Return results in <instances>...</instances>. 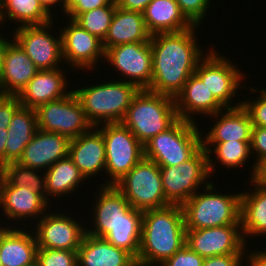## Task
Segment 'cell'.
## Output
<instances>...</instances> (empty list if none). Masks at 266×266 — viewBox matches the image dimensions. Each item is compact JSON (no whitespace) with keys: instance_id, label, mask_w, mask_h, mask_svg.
I'll return each mask as SVG.
<instances>
[{"instance_id":"83f0119b","label":"cell","mask_w":266,"mask_h":266,"mask_svg":"<svg viewBox=\"0 0 266 266\" xmlns=\"http://www.w3.org/2000/svg\"><path fill=\"white\" fill-rule=\"evenodd\" d=\"M150 38L151 35L146 29L142 12L116 7L102 44L106 50L119 44L149 42Z\"/></svg>"},{"instance_id":"52a82bcc","label":"cell","mask_w":266,"mask_h":266,"mask_svg":"<svg viewBox=\"0 0 266 266\" xmlns=\"http://www.w3.org/2000/svg\"><path fill=\"white\" fill-rule=\"evenodd\" d=\"M105 143V174L102 185H115L144 158V145L122 123H105L96 127Z\"/></svg>"},{"instance_id":"8fae6325","label":"cell","mask_w":266,"mask_h":266,"mask_svg":"<svg viewBox=\"0 0 266 266\" xmlns=\"http://www.w3.org/2000/svg\"><path fill=\"white\" fill-rule=\"evenodd\" d=\"M35 110L38 129L58 133L70 140L94 127L73 90L69 95L40 105Z\"/></svg>"},{"instance_id":"2e32d148","label":"cell","mask_w":266,"mask_h":266,"mask_svg":"<svg viewBox=\"0 0 266 266\" xmlns=\"http://www.w3.org/2000/svg\"><path fill=\"white\" fill-rule=\"evenodd\" d=\"M185 244L203 258L227 254H249L241 225L186 230Z\"/></svg>"},{"instance_id":"7c38bea8","label":"cell","mask_w":266,"mask_h":266,"mask_svg":"<svg viewBox=\"0 0 266 266\" xmlns=\"http://www.w3.org/2000/svg\"><path fill=\"white\" fill-rule=\"evenodd\" d=\"M54 25L51 21L44 25L21 26L12 29L13 39L39 70H54L62 66L64 62L61 32L56 37L50 30L54 29Z\"/></svg>"},{"instance_id":"8992f818","label":"cell","mask_w":266,"mask_h":266,"mask_svg":"<svg viewBox=\"0 0 266 266\" xmlns=\"http://www.w3.org/2000/svg\"><path fill=\"white\" fill-rule=\"evenodd\" d=\"M204 134L198 124L179 118L170 128L144 144V158L159 167L177 166L202 147Z\"/></svg>"},{"instance_id":"ffe728a7","label":"cell","mask_w":266,"mask_h":266,"mask_svg":"<svg viewBox=\"0 0 266 266\" xmlns=\"http://www.w3.org/2000/svg\"><path fill=\"white\" fill-rule=\"evenodd\" d=\"M65 73L61 68L39 70L19 93L21 106L37 109L40 105L69 95L73 89L67 87L70 81ZM67 88L69 91L66 92Z\"/></svg>"},{"instance_id":"9a60e30c","label":"cell","mask_w":266,"mask_h":266,"mask_svg":"<svg viewBox=\"0 0 266 266\" xmlns=\"http://www.w3.org/2000/svg\"><path fill=\"white\" fill-rule=\"evenodd\" d=\"M68 24L60 29L62 36L63 64L71 66L74 70H94L96 65L104 62L105 50L97 36L90 34L87 30L68 18ZM100 60V61H99ZM74 67V68H73Z\"/></svg>"},{"instance_id":"f35d334b","label":"cell","mask_w":266,"mask_h":266,"mask_svg":"<svg viewBox=\"0 0 266 266\" xmlns=\"http://www.w3.org/2000/svg\"><path fill=\"white\" fill-rule=\"evenodd\" d=\"M260 92L251 100H242V106L247 110L251 117L253 126L266 127V89L257 90Z\"/></svg>"},{"instance_id":"6da1fadb","label":"cell","mask_w":266,"mask_h":266,"mask_svg":"<svg viewBox=\"0 0 266 266\" xmlns=\"http://www.w3.org/2000/svg\"><path fill=\"white\" fill-rule=\"evenodd\" d=\"M198 27L193 25L181 32L151 36L152 81L148 90L173 98L183 90L199 61L206 55L198 45Z\"/></svg>"},{"instance_id":"ba28073f","label":"cell","mask_w":266,"mask_h":266,"mask_svg":"<svg viewBox=\"0 0 266 266\" xmlns=\"http://www.w3.org/2000/svg\"><path fill=\"white\" fill-rule=\"evenodd\" d=\"M133 208L142 212L170 205L161 181L160 167L143 158L114 185Z\"/></svg>"},{"instance_id":"9c48e42d","label":"cell","mask_w":266,"mask_h":266,"mask_svg":"<svg viewBox=\"0 0 266 266\" xmlns=\"http://www.w3.org/2000/svg\"><path fill=\"white\" fill-rule=\"evenodd\" d=\"M160 173L166 200L181 206L212 179L208 171V153L203 147L177 166L160 167Z\"/></svg>"},{"instance_id":"7bdbcfd3","label":"cell","mask_w":266,"mask_h":266,"mask_svg":"<svg viewBox=\"0 0 266 266\" xmlns=\"http://www.w3.org/2000/svg\"><path fill=\"white\" fill-rule=\"evenodd\" d=\"M20 106L18 95L0 94V129H8L12 116Z\"/></svg>"},{"instance_id":"30bf717a","label":"cell","mask_w":266,"mask_h":266,"mask_svg":"<svg viewBox=\"0 0 266 266\" xmlns=\"http://www.w3.org/2000/svg\"><path fill=\"white\" fill-rule=\"evenodd\" d=\"M216 51L215 48H210L209 52L207 51L208 54L206 53L199 61L194 73L225 108L241 106L242 100L235 104H232V101L238 89L244 86L243 81L247 78L245 76L247 73L240 71V67L237 68L235 62L233 63L224 54H218L219 51Z\"/></svg>"},{"instance_id":"5b68a950","label":"cell","mask_w":266,"mask_h":266,"mask_svg":"<svg viewBox=\"0 0 266 266\" xmlns=\"http://www.w3.org/2000/svg\"><path fill=\"white\" fill-rule=\"evenodd\" d=\"M178 119L175 98L142 89L133 98L122 123L144 145Z\"/></svg>"},{"instance_id":"277c9868","label":"cell","mask_w":266,"mask_h":266,"mask_svg":"<svg viewBox=\"0 0 266 266\" xmlns=\"http://www.w3.org/2000/svg\"><path fill=\"white\" fill-rule=\"evenodd\" d=\"M216 187L211 181L182 205L186 230L241 225V192L223 194Z\"/></svg>"},{"instance_id":"cb8c5ba5","label":"cell","mask_w":266,"mask_h":266,"mask_svg":"<svg viewBox=\"0 0 266 266\" xmlns=\"http://www.w3.org/2000/svg\"><path fill=\"white\" fill-rule=\"evenodd\" d=\"M39 69L13 39L6 48L0 74V94L19 95Z\"/></svg>"},{"instance_id":"603a6c76","label":"cell","mask_w":266,"mask_h":266,"mask_svg":"<svg viewBox=\"0 0 266 266\" xmlns=\"http://www.w3.org/2000/svg\"><path fill=\"white\" fill-rule=\"evenodd\" d=\"M0 224L1 266H36L38 245L34 231Z\"/></svg>"},{"instance_id":"4316f807","label":"cell","mask_w":266,"mask_h":266,"mask_svg":"<svg viewBox=\"0 0 266 266\" xmlns=\"http://www.w3.org/2000/svg\"><path fill=\"white\" fill-rule=\"evenodd\" d=\"M77 263L78 266H138L130 253L87 233L77 250Z\"/></svg>"},{"instance_id":"f907efd6","label":"cell","mask_w":266,"mask_h":266,"mask_svg":"<svg viewBox=\"0 0 266 266\" xmlns=\"http://www.w3.org/2000/svg\"><path fill=\"white\" fill-rule=\"evenodd\" d=\"M257 182L266 186V160H264L257 169L256 176L254 178Z\"/></svg>"},{"instance_id":"ee69618b","label":"cell","mask_w":266,"mask_h":266,"mask_svg":"<svg viewBox=\"0 0 266 266\" xmlns=\"http://www.w3.org/2000/svg\"><path fill=\"white\" fill-rule=\"evenodd\" d=\"M248 254H227L207 257L202 266H243ZM244 261V262H243Z\"/></svg>"},{"instance_id":"b9f144b4","label":"cell","mask_w":266,"mask_h":266,"mask_svg":"<svg viewBox=\"0 0 266 266\" xmlns=\"http://www.w3.org/2000/svg\"><path fill=\"white\" fill-rule=\"evenodd\" d=\"M114 0H66L65 16L70 19H75L79 14L109 5Z\"/></svg>"},{"instance_id":"d6a6232c","label":"cell","mask_w":266,"mask_h":266,"mask_svg":"<svg viewBox=\"0 0 266 266\" xmlns=\"http://www.w3.org/2000/svg\"><path fill=\"white\" fill-rule=\"evenodd\" d=\"M7 20L18 23L14 28L44 25L54 21L53 16L43 8L39 0H0V26Z\"/></svg>"},{"instance_id":"44dd1931","label":"cell","mask_w":266,"mask_h":266,"mask_svg":"<svg viewBox=\"0 0 266 266\" xmlns=\"http://www.w3.org/2000/svg\"><path fill=\"white\" fill-rule=\"evenodd\" d=\"M69 157L80 170L87 182L105 170L106 153L103 134L93 127L90 131L71 139ZM101 171V173H100Z\"/></svg>"},{"instance_id":"484cf974","label":"cell","mask_w":266,"mask_h":266,"mask_svg":"<svg viewBox=\"0 0 266 266\" xmlns=\"http://www.w3.org/2000/svg\"><path fill=\"white\" fill-rule=\"evenodd\" d=\"M249 182L253 190H244L240 198L241 230L247 246V237L266 236V186L254 178Z\"/></svg>"},{"instance_id":"c3c4849f","label":"cell","mask_w":266,"mask_h":266,"mask_svg":"<svg viewBox=\"0 0 266 266\" xmlns=\"http://www.w3.org/2000/svg\"><path fill=\"white\" fill-rule=\"evenodd\" d=\"M3 27L4 26L2 25L1 28H0V74H1V71H2L4 54H5L6 48L8 47L9 43L13 40V35H12V38H11V36H9V38H10V40H9L8 36L4 37V35L6 36V34H4V33L1 34V29Z\"/></svg>"},{"instance_id":"60d3db41","label":"cell","mask_w":266,"mask_h":266,"mask_svg":"<svg viewBox=\"0 0 266 266\" xmlns=\"http://www.w3.org/2000/svg\"><path fill=\"white\" fill-rule=\"evenodd\" d=\"M204 259L185 244L159 266H202Z\"/></svg>"},{"instance_id":"d6986e66","label":"cell","mask_w":266,"mask_h":266,"mask_svg":"<svg viewBox=\"0 0 266 266\" xmlns=\"http://www.w3.org/2000/svg\"><path fill=\"white\" fill-rule=\"evenodd\" d=\"M70 139L54 132L38 129L25 146L18 163L46 171L50 166L69 156Z\"/></svg>"},{"instance_id":"ab89813d","label":"cell","mask_w":266,"mask_h":266,"mask_svg":"<svg viewBox=\"0 0 266 266\" xmlns=\"http://www.w3.org/2000/svg\"><path fill=\"white\" fill-rule=\"evenodd\" d=\"M251 154L256 157H253L255 161L253 165H251V178L250 180L255 178L258 166L266 160V127H252V135H251ZM254 152V153H253Z\"/></svg>"},{"instance_id":"bcb514c9","label":"cell","mask_w":266,"mask_h":266,"mask_svg":"<svg viewBox=\"0 0 266 266\" xmlns=\"http://www.w3.org/2000/svg\"><path fill=\"white\" fill-rule=\"evenodd\" d=\"M251 252L248 254L246 261V265L249 266H266V252L261 251L259 248L255 251L253 249L250 250Z\"/></svg>"},{"instance_id":"ac0fdd59","label":"cell","mask_w":266,"mask_h":266,"mask_svg":"<svg viewBox=\"0 0 266 266\" xmlns=\"http://www.w3.org/2000/svg\"><path fill=\"white\" fill-rule=\"evenodd\" d=\"M99 187L96 188L98 192L96 191L95 203L92 205L94 208L91 211L94 213L91 217L94 222L86 227V233L103 238L125 218V214L132 206L114 185H99Z\"/></svg>"},{"instance_id":"f1b7e54d","label":"cell","mask_w":266,"mask_h":266,"mask_svg":"<svg viewBox=\"0 0 266 266\" xmlns=\"http://www.w3.org/2000/svg\"><path fill=\"white\" fill-rule=\"evenodd\" d=\"M142 14L151 36L181 32L193 26L180 11L176 0H152Z\"/></svg>"},{"instance_id":"e0dca14e","label":"cell","mask_w":266,"mask_h":266,"mask_svg":"<svg viewBox=\"0 0 266 266\" xmlns=\"http://www.w3.org/2000/svg\"><path fill=\"white\" fill-rule=\"evenodd\" d=\"M50 207L54 208L40 194L27 187L12 186L0 174V209H2L4 217L7 216L5 218L10 220L8 222L10 226L5 223V227H13L11 221L18 224L19 221L23 222L26 218L27 221L31 218L29 222L32 220L37 222Z\"/></svg>"},{"instance_id":"1f68e13d","label":"cell","mask_w":266,"mask_h":266,"mask_svg":"<svg viewBox=\"0 0 266 266\" xmlns=\"http://www.w3.org/2000/svg\"><path fill=\"white\" fill-rule=\"evenodd\" d=\"M250 144L251 141L238 140L226 142H202V147L208 153V171L210 177L213 178L212 176L216 172V166H219L217 165L218 162L229 170L230 168L232 170L237 167L243 168V165L246 166L245 164L247 160L250 159V157H253Z\"/></svg>"},{"instance_id":"7dc6e473","label":"cell","mask_w":266,"mask_h":266,"mask_svg":"<svg viewBox=\"0 0 266 266\" xmlns=\"http://www.w3.org/2000/svg\"><path fill=\"white\" fill-rule=\"evenodd\" d=\"M43 8L52 16H54L55 13L51 11V9H56L57 6L61 7V13L65 15V3L66 0H39ZM61 3V4H60ZM58 4V5H57ZM54 7V8H53Z\"/></svg>"},{"instance_id":"d590c367","label":"cell","mask_w":266,"mask_h":266,"mask_svg":"<svg viewBox=\"0 0 266 266\" xmlns=\"http://www.w3.org/2000/svg\"><path fill=\"white\" fill-rule=\"evenodd\" d=\"M116 7L114 0L109 5L79 14L74 21L90 34L97 36L103 41L107 35Z\"/></svg>"},{"instance_id":"7402d4cb","label":"cell","mask_w":266,"mask_h":266,"mask_svg":"<svg viewBox=\"0 0 266 266\" xmlns=\"http://www.w3.org/2000/svg\"><path fill=\"white\" fill-rule=\"evenodd\" d=\"M175 106L179 118L194 123H197L196 115L205 117L225 110L195 73L189 77L183 90L175 97Z\"/></svg>"},{"instance_id":"e575fe53","label":"cell","mask_w":266,"mask_h":266,"mask_svg":"<svg viewBox=\"0 0 266 266\" xmlns=\"http://www.w3.org/2000/svg\"><path fill=\"white\" fill-rule=\"evenodd\" d=\"M0 174L12 186L30 188L46 200L45 171L11 162L0 168Z\"/></svg>"},{"instance_id":"3957f363","label":"cell","mask_w":266,"mask_h":266,"mask_svg":"<svg viewBox=\"0 0 266 266\" xmlns=\"http://www.w3.org/2000/svg\"><path fill=\"white\" fill-rule=\"evenodd\" d=\"M110 80L80 88L73 86L87 119L94 127L122 122L133 98L140 91L134 84L114 78V81Z\"/></svg>"},{"instance_id":"f546056e","label":"cell","mask_w":266,"mask_h":266,"mask_svg":"<svg viewBox=\"0 0 266 266\" xmlns=\"http://www.w3.org/2000/svg\"><path fill=\"white\" fill-rule=\"evenodd\" d=\"M37 130L36 110L20 106L12 116L7 129L5 165L18 162L22 157L25 146L31 141Z\"/></svg>"},{"instance_id":"d4e9b609","label":"cell","mask_w":266,"mask_h":266,"mask_svg":"<svg viewBox=\"0 0 266 266\" xmlns=\"http://www.w3.org/2000/svg\"><path fill=\"white\" fill-rule=\"evenodd\" d=\"M221 116V117H220ZM213 127L202 136V142L251 141L252 122L247 110L241 105L225 108L213 115Z\"/></svg>"},{"instance_id":"836d02e7","label":"cell","mask_w":266,"mask_h":266,"mask_svg":"<svg viewBox=\"0 0 266 266\" xmlns=\"http://www.w3.org/2000/svg\"><path fill=\"white\" fill-rule=\"evenodd\" d=\"M143 212L131 208L125 218L103 238L130 253L136 260L140 251Z\"/></svg>"},{"instance_id":"f6af8a7d","label":"cell","mask_w":266,"mask_h":266,"mask_svg":"<svg viewBox=\"0 0 266 266\" xmlns=\"http://www.w3.org/2000/svg\"><path fill=\"white\" fill-rule=\"evenodd\" d=\"M152 0H115L116 6L128 11L143 12Z\"/></svg>"},{"instance_id":"4dcf8cb0","label":"cell","mask_w":266,"mask_h":266,"mask_svg":"<svg viewBox=\"0 0 266 266\" xmlns=\"http://www.w3.org/2000/svg\"><path fill=\"white\" fill-rule=\"evenodd\" d=\"M84 180L86 181L85 177L69 156L58 160L45 171L46 201L52 205L51 196L57 199L68 197L69 194L75 193L82 183H85Z\"/></svg>"},{"instance_id":"4fadbf2b","label":"cell","mask_w":266,"mask_h":266,"mask_svg":"<svg viewBox=\"0 0 266 266\" xmlns=\"http://www.w3.org/2000/svg\"><path fill=\"white\" fill-rule=\"evenodd\" d=\"M106 60V61H105ZM112 69L122 74L125 82L140 90L149 89L152 81V49L149 42L119 44L105 50V59Z\"/></svg>"},{"instance_id":"8d00e7d4","label":"cell","mask_w":266,"mask_h":266,"mask_svg":"<svg viewBox=\"0 0 266 266\" xmlns=\"http://www.w3.org/2000/svg\"><path fill=\"white\" fill-rule=\"evenodd\" d=\"M36 266H78L77 251L38 248Z\"/></svg>"},{"instance_id":"681fc988","label":"cell","mask_w":266,"mask_h":266,"mask_svg":"<svg viewBox=\"0 0 266 266\" xmlns=\"http://www.w3.org/2000/svg\"><path fill=\"white\" fill-rule=\"evenodd\" d=\"M7 129H0V168L5 165V148L7 141Z\"/></svg>"},{"instance_id":"74e56055","label":"cell","mask_w":266,"mask_h":266,"mask_svg":"<svg viewBox=\"0 0 266 266\" xmlns=\"http://www.w3.org/2000/svg\"><path fill=\"white\" fill-rule=\"evenodd\" d=\"M212 0H176L180 11L186 19L195 26H200L207 16Z\"/></svg>"},{"instance_id":"7a4b0ae2","label":"cell","mask_w":266,"mask_h":266,"mask_svg":"<svg viewBox=\"0 0 266 266\" xmlns=\"http://www.w3.org/2000/svg\"><path fill=\"white\" fill-rule=\"evenodd\" d=\"M186 241L184 212L181 205L146 210L142 217V231L138 266H159L172 257Z\"/></svg>"},{"instance_id":"5bb4252c","label":"cell","mask_w":266,"mask_h":266,"mask_svg":"<svg viewBox=\"0 0 266 266\" xmlns=\"http://www.w3.org/2000/svg\"><path fill=\"white\" fill-rule=\"evenodd\" d=\"M57 211H59L57 213ZM56 212V213H55ZM60 210L46 212L37 221L33 231L38 248L77 251L86 234V223ZM84 223V225H82Z\"/></svg>"}]
</instances>
